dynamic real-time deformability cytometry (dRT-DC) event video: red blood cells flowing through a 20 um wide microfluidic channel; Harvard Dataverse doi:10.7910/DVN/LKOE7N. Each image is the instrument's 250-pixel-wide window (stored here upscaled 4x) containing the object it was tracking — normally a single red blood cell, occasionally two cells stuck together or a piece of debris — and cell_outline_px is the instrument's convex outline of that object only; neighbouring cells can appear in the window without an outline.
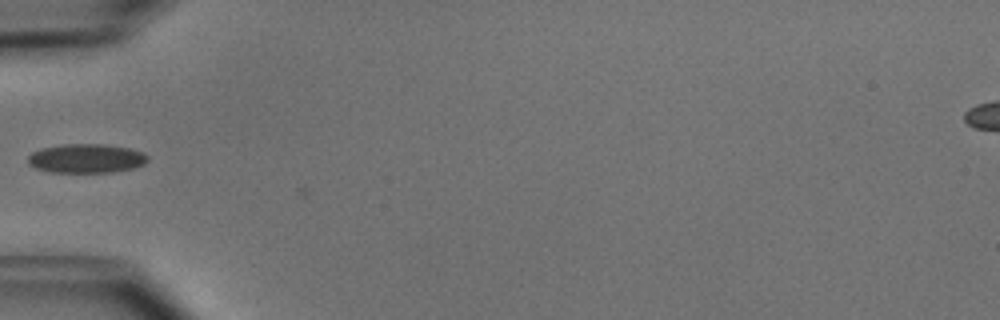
{"species": "common noctule bat (a hibernating species)", "species_latin": "Nyctalus noctula", "temperature_condition": "cold", "stored_images_in_passage": 21, "camera_frame_rate_fps": 3000, "um_per_image_px": 0.085, "animal": {"sex": "male", "body_mass_g": 15.6}, "frame": {"image": 1, "passage_image": 1, "time_ms": 0.0, "image_size_px": [1000, 320], "cell_outline_px": [[148, 160], [144, 164], [132, 168], [112, 172], [48, 172], [36, 168], [28, 164], [28, 156], [32, 152], [40, 148], [64, 144], [104, 144], [128, 148], [144, 152], [148, 156]], "centroid_in_image_um": [7.32, 13.46], "position_along_channel_um": 77.7, "area_um2": 20.35}}
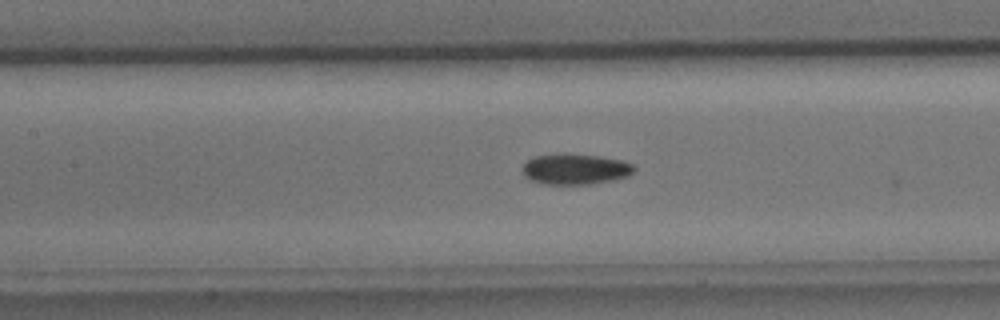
{"frame": {"image": 2, "passage_image": 7, "time_ms": 2.0, "image_size_px": [1000, 320], "cell_outline_px": [[636, 168], [628, 176], [612, 180], [588, 184], [540, 184], [528, 180], [524, 176], [520, 168], [528, 160], [536, 156], [564, 152], [600, 156], [620, 160], [632, 164]], "centroid_in_image_um": [48.83, 14.36], "position_along_channel_um": 158.6, "area_um2": 20.29}}
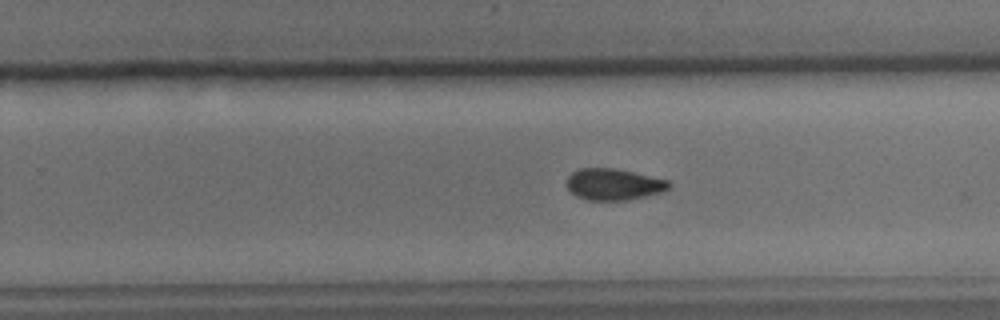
{"frame": {"image": 3, "passage_image": 16, "time_ms": 5.0, "image_size_px": [1000, 320], "cell_outline_px": [[672, 184], [668, 188], [660, 192], [644, 196], [624, 200], [588, 200], [576, 196], [564, 184], [568, 176], [572, 172], [580, 168], [616, 168], [668, 180]], "centroid_in_image_um": [52.11, 15.66], "position_along_channel_um": 277.7, "area_um2": 18.67}}